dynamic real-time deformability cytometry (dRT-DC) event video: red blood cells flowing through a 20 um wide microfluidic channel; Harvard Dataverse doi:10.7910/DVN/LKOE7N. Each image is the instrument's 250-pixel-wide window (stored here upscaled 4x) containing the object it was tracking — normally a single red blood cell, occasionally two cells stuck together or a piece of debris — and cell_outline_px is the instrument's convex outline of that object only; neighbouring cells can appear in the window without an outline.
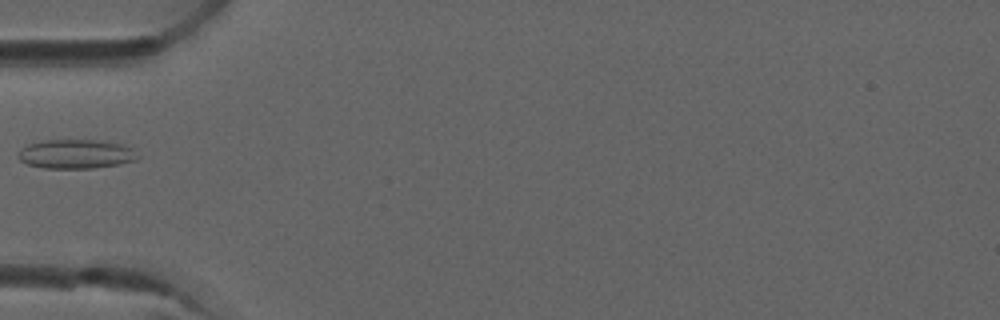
{"species": "common noctule bat (a hibernating species)", "species_latin": "Nyctalus noctula", "temperature_condition": "room temperature", "stored_images_in_passage": 1, "camera_frame_rate_fps": 3000, "um_per_image_px": 0.085, "animal": {"sex": "male", "forearm_length_mm": 52.5}, "frame": {"image": 1, "passage_image": 1, "time_ms": 0.0, "image_size_px": [1000, 320], "cell_outline_px": [[140, 156], [136, 160], [120, 164], [92, 168], [44, 168], [28, 164], [20, 160], [20, 148], [28, 144], [44, 140], [96, 140], [120, 144], [132, 148]], "centroid_in_image_um": [6.48, 13.09], "position_along_channel_um": 78.5, "area_um2": 20.17}}